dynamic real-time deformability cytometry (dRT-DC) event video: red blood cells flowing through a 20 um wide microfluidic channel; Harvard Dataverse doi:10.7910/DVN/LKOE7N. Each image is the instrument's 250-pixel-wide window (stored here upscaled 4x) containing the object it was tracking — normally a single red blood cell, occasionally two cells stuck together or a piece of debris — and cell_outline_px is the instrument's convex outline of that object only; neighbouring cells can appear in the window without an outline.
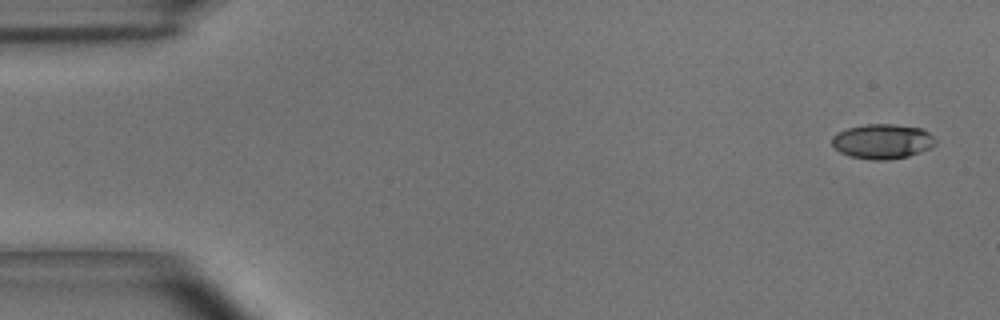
{"species": "common noctule bat (a hibernating species)", "species_latin": "Nyctalus noctula", "temperature_condition": "room temperature", "stored_images_in_passage": 5, "segment_of_instrument_passage": [1, 2], "camera_frame_rate_fps": 3000, "um_per_image_px": 0.085, "animal": {"sex": "male", "body_mass_g": 15.6}, "frame": {"image": 1, "passage_image": 1, "time_ms": 0.0, "image_size_px": [1000, 320], "cell_outline_px": [[936, 144], [932, 148], [908, 156], [888, 160], [872, 160], [848, 156], [840, 152], [832, 144], [832, 136], [848, 128], [864, 124], [896, 124], [920, 128], [928, 132], [936, 140]], "centroid_in_image_um": [75.02, 12.02], "position_along_channel_um": 10.0, "area_um2": 21.04}}